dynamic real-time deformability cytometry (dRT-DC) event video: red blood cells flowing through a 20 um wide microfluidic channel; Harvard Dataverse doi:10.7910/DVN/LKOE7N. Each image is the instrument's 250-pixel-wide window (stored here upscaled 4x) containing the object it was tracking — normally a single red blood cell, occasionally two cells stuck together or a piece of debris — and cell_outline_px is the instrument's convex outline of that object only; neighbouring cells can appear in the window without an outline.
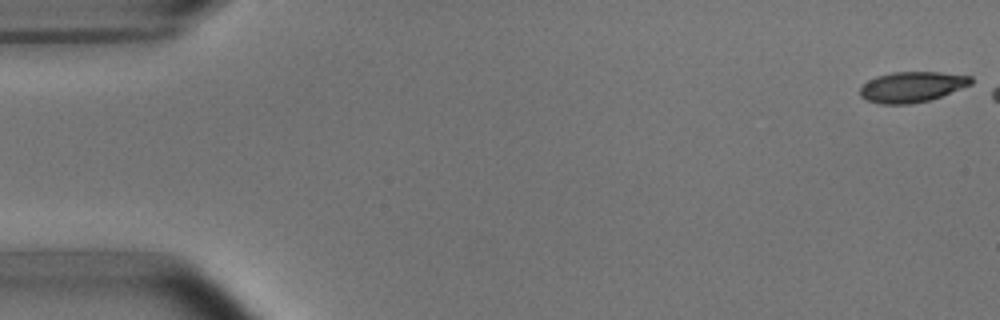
{"species": "common noctule bat (a hibernating species)", "species_latin": "Nyctalus noctula", "temperature_condition": "room temperature", "stored_images_in_passage": 3, "camera_frame_rate_fps": 3000, "um_per_image_px": 0.085, "animal": {"sex": "male", "body_mass_g": 15.6}, "frame": {"image": 1, "passage_image": 1, "time_ms": 0.0, "image_size_px": [1000, 320], "cell_outline_px": [[972, 84], [940, 96], [928, 100], [908, 104], [880, 104], [868, 100], [860, 96], [860, 88], [868, 80], [876, 76], [892, 72], [940, 72], [972, 76]], "centroid_in_image_um": [77.5, 7.37], "position_along_channel_um": 7.5, "area_um2": 19.59}}